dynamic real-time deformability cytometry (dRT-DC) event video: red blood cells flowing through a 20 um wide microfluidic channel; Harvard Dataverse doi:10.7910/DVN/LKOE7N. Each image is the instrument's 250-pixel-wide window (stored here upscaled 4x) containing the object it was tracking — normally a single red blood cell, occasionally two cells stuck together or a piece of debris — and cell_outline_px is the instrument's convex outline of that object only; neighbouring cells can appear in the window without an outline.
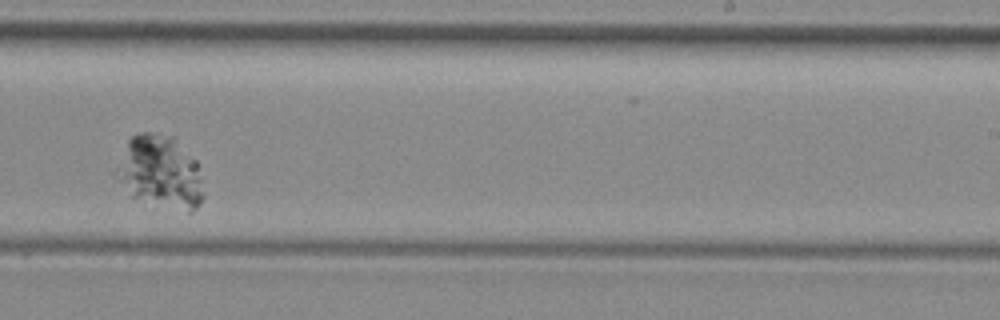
{"species": "common noctule bat (a hibernating species)", "species_latin": "Nyctalus noctula", "temperature_condition": "room temperature", "stored_images_in_passage": 41, "camera_frame_rate_fps": 3000, "um_per_image_px": 0.085, "animal": {"sex": "female", "body_mass_g": 29.2, "forearm_length_mm": 56.3}, "frame": {"image": 1, "passage_image": 20, "time_ms": 6.333, "image_size_px": [1000, 320], "cell_outline_px": [[204, 196], [200, 204], [192, 212], [188, 212], [132, 196], [112, 176], [112, 172], [128, 140], [132, 136], [140, 132], [156, 132], [172, 136], [200, 164], [204, 192]], "centroid_in_image_um": [13.62, 14.59], "position_along_channel_um": 275.4, "area_um2": 37.34}}
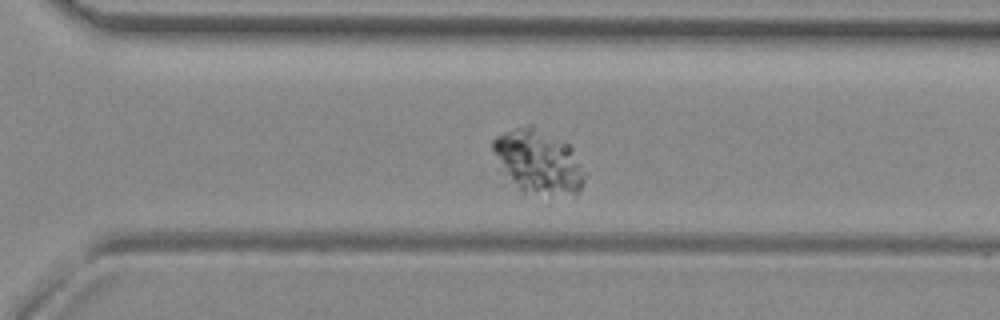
{"frame": {"image": 2, "passage_image": 24, "time_ms": 7.667, "image_size_px": [1000, 320], "cell_outline_px": [[584, 180], [580, 192], [576, 196], [520, 196], [500, 172], [492, 152], [492, 140], [496, 136], [504, 132], [528, 124], [532, 124], [568, 144], [572, 148], [580, 164], [584, 176]], "centroid_in_image_um": [45.69, 13.84], "position_along_channel_um": 324.9, "area_um2": 35.72}}